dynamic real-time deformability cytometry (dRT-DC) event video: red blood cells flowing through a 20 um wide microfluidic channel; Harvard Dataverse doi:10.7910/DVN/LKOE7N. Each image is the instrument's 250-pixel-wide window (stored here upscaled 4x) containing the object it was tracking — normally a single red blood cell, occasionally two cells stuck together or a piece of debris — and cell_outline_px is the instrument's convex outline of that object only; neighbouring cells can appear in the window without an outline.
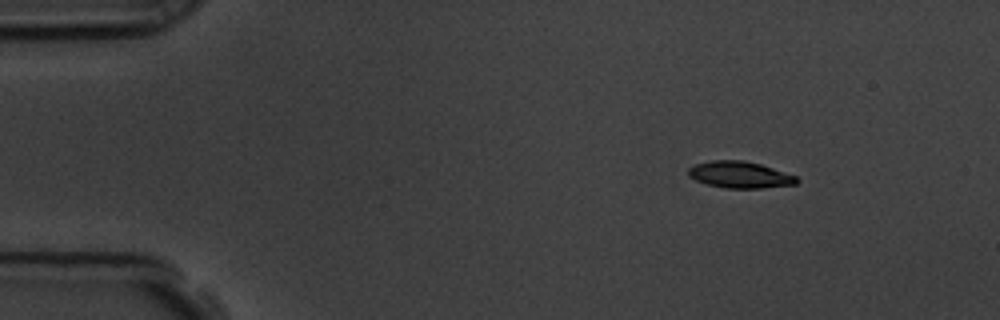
{"species": "common noctule bat (a hibernating species)", "species_latin": "Nyctalus noctula", "temperature_condition": "room temperature", "stored_images_in_passage": 50, "camera_frame_rate_fps": 3000, "um_per_image_px": 0.085, "animal": {"sex": "male", "body_mass_g": 19.5, "forearm_length_mm": 54.6}, "frame": {"image": 1, "passage_image": 1, "time_ms": 0.0, "image_size_px": [1000, 320], "cell_outline_px": [[800, 180], [796, 184], [760, 188], [724, 188], [708, 184], [696, 180], [688, 176], [688, 168], [696, 164], [712, 160], [744, 160], [760, 164], [796, 176]], "centroid_in_image_um": [62.88, 14.85], "position_along_channel_um": 22.1, "area_um2": 16.7}}
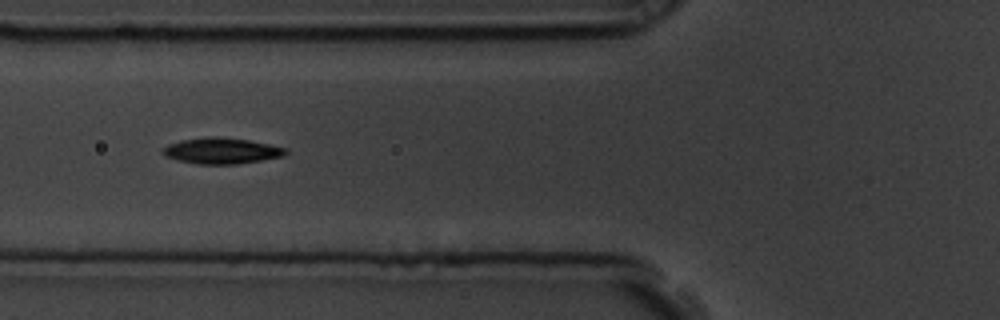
{"frame": {"image": 2, "passage_image": 15, "time_ms": 4.667, "image_size_px": [1000, 320], "cell_outline_px": [[288, 152], [284, 156], [236, 164], [196, 164], [164, 156], [160, 152], [160, 148], [168, 144], [180, 140], [208, 136], [216, 136], [248, 140], [288, 148]], "centroid_in_image_um": [18.79, 12.81], "position_along_channel_um": 107.0, "area_um2": 18.73}}
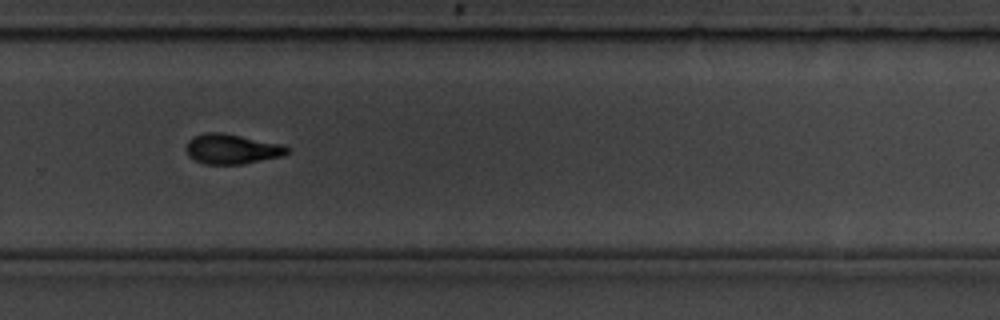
{"frame": {"image": 3, "passage_image": 32, "time_ms": 10.333, "image_size_px": [1000, 320], "cell_outline_px": [[288, 152], [284, 156], [244, 164], [204, 164], [188, 156], [184, 148], [188, 140], [192, 136], [204, 132], [220, 132], [284, 144], [288, 148]], "centroid_in_image_um": [19.68, 12.66], "position_along_channel_um": 310.1, "area_um2": 17.92}, "authors_computed_cell_mechanics": {"area_um2": 17.7446, "velocity_mm_per_s": 3.5878, "shape_relaxation_time_tau1_ms": 3.0516, "shape_relaxation_time_tau2_ms": 3.4624, "deformation_change_tau1": 0.1353, "deformation_change_tau2": 0.0907}}